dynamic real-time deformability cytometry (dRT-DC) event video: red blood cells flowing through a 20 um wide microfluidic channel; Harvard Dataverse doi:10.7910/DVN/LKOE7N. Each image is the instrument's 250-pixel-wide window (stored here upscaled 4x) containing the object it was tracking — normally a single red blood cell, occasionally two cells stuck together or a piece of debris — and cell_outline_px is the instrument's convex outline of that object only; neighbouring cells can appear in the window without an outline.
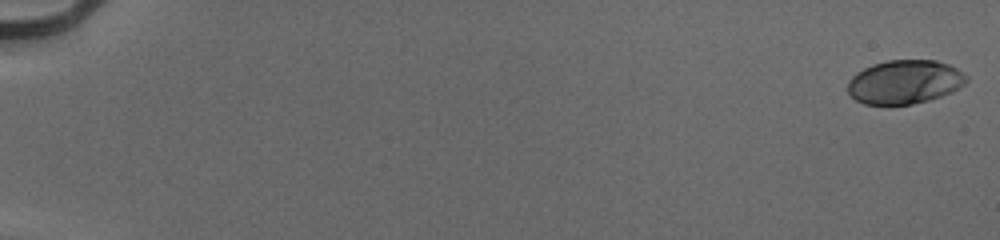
{"species": "human", "species_latin": "Homo sapiens", "temperature_condition": "cold", "stored_images_in_passage": 3, "camera_frame_rate_fps": 3000, "um_per_image_px": 0.085, "donor": {"sex": "male"}, "frame": {"image": 1, "passage_image": 1, "time_ms": 0.0, "image_size_px": [1000, 240], "cell_outline_px": [[968, 80], [964, 84], [952, 92], [928, 100], [912, 104], [864, 104], [856, 100], [848, 92], [848, 80], [856, 72], [872, 64], [888, 60], [936, 60], [948, 64], [956, 68], [968, 76]], "centroid_in_image_um": [76.89, 6.95], "position_along_channel_um": 8.1, "area_um2": 30.29}}